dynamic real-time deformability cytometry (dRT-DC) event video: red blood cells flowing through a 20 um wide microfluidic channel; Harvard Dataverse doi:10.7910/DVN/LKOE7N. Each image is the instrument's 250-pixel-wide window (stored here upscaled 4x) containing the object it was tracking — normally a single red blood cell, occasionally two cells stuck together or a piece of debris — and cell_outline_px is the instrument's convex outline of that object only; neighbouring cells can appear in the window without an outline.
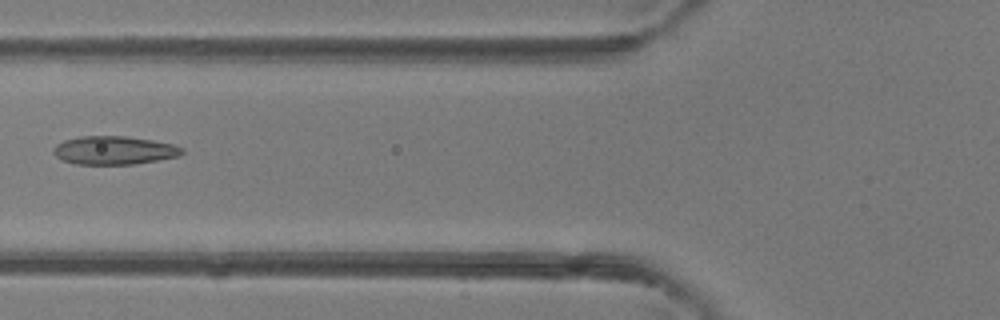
{"species": "common noctule bat (a hibernating species)", "species_latin": "Nyctalus noctula", "temperature_condition": "room temperature", "stored_images_in_passage": 4, "camera_frame_rate_fps": 3000, "um_per_image_px": 0.085, "animal": {"sex": "female"}, "frame": {"image": 1, "passage_image": 4, "time_ms": 3.333, "image_size_px": [1000, 320], "cell_outline_px": [[184, 152], [180, 156], [132, 164], [76, 164], [60, 160], [52, 152], [52, 148], [56, 144], [64, 140], [80, 136], [128, 136], [152, 140], [172, 144], [184, 148]], "centroid_in_image_um": [9.67, 12.77], "position_along_channel_um": 116.1, "area_um2": 21.39}}